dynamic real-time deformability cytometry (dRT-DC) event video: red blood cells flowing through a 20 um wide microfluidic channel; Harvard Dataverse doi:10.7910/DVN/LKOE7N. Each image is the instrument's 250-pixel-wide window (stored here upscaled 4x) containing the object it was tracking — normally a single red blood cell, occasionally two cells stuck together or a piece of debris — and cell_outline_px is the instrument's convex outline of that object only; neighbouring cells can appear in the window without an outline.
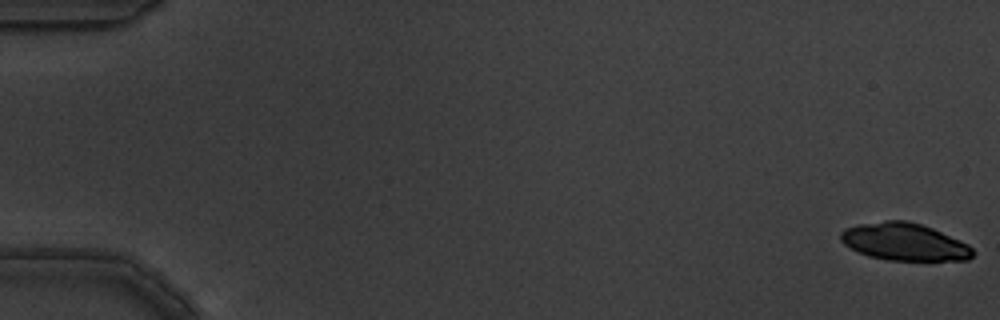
{"species": "common noctule bat (a hibernating species)", "species_latin": "Nyctalus noctula", "temperature_condition": "warm", "stored_images_in_passage": 6, "camera_frame_rate_fps": 3000, "um_per_image_px": 0.085, "animal": {"sex": "male", "body_mass_g": 19.5, "forearm_length_mm": 54.6}, "frame": {"image": 1, "passage_image": 1, "time_ms": 0.0, "image_size_px": [1000, 320], "cell_outline_px": [[976, 252], [968, 260], [888, 260], [868, 256], [844, 244], [840, 240], [840, 232], [844, 228], [860, 224], [884, 220], [908, 220], [932, 228], [960, 240], [968, 244]], "centroid_in_image_um": [76.87, 20.55], "position_along_channel_um": 8.1, "area_um2": 28.78}}